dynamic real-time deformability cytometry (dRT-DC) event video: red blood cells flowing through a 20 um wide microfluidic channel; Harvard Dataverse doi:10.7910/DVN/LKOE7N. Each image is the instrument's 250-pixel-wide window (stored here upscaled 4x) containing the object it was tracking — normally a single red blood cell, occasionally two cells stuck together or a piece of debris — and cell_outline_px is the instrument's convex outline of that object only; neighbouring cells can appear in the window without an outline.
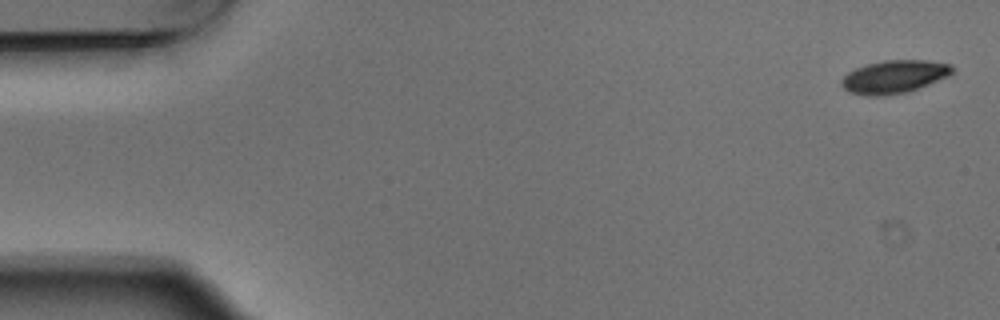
{"species": "Egyptian fruit bat (a non-hibernating species)", "species_latin": "Rousettus aegyptiacus", "temperature_condition": "warm", "stored_images_in_passage": 5, "camera_frame_rate_fps": 3000, "um_per_image_px": 0.085, "animal": {"sex": "male"}, "frame": {"image": 1, "passage_image": 1, "time_ms": 0.0, "image_size_px": [1000, 320], "cell_outline_px": [[956, 72], [948, 76], [908, 92], [884, 96], [864, 96], [848, 92], [840, 84], [840, 80], [848, 72], [856, 68], [868, 64], [884, 60], [924, 60], [952, 64], [956, 68]], "centroid_in_image_um": [76.02, 6.53], "position_along_channel_um": 9.0, "area_um2": 21.56}}
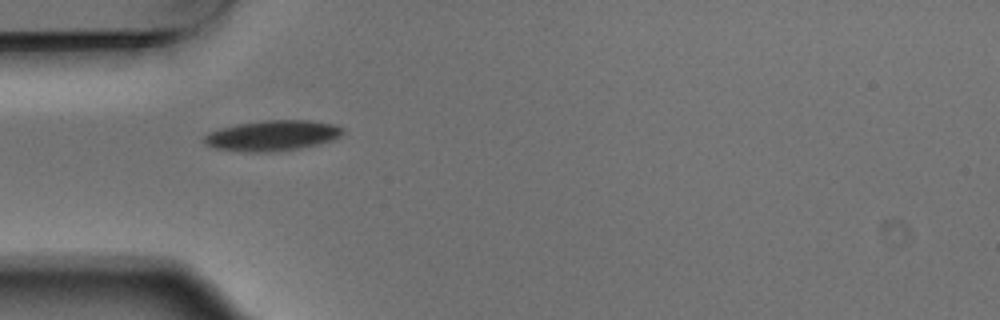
{"frame": {"image": 2, "passage_image": 4, "time_ms": 1.0, "image_size_px": [1000, 320], "cell_outline_px": [[344, 132], [340, 136], [332, 140], [300, 148], [272, 152], [244, 152], [216, 148], [204, 144], [204, 136], [208, 132], [220, 128], [236, 124], [264, 120], [312, 120], [332, 124], [344, 128]], "centroid_in_image_um": [23.13, 11.52], "position_along_channel_um": 61.9, "area_um2": 24.68}}
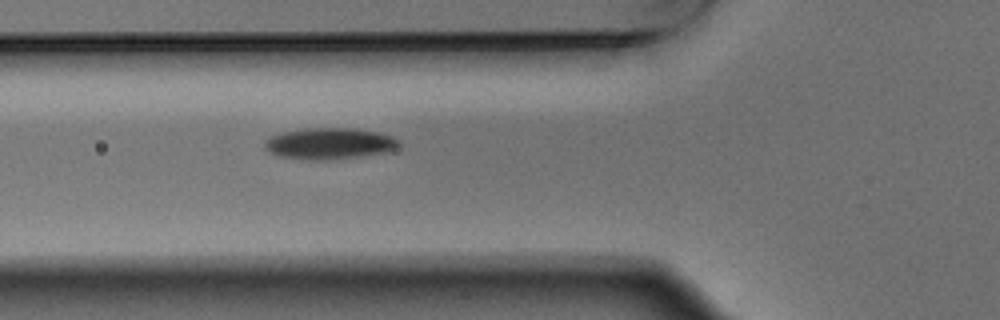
{"frame": {"image": 3, "passage_image": 5, "time_ms": 1.333, "image_size_px": [1000, 320], "cell_outline_px": [[400, 144], [396, 148], [388, 152], [360, 156], [328, 160], [308, 160], [280, 156], [268, 152], [264, 148], [264, 140], [280, 132], [304, 128], [352, 128], [380, 132], [392, 136], [400, 140]], "centroid_in_image_um": [28.0, 12.19], "position_along_channel_um": 97.8, "area_um2": 24.8}}